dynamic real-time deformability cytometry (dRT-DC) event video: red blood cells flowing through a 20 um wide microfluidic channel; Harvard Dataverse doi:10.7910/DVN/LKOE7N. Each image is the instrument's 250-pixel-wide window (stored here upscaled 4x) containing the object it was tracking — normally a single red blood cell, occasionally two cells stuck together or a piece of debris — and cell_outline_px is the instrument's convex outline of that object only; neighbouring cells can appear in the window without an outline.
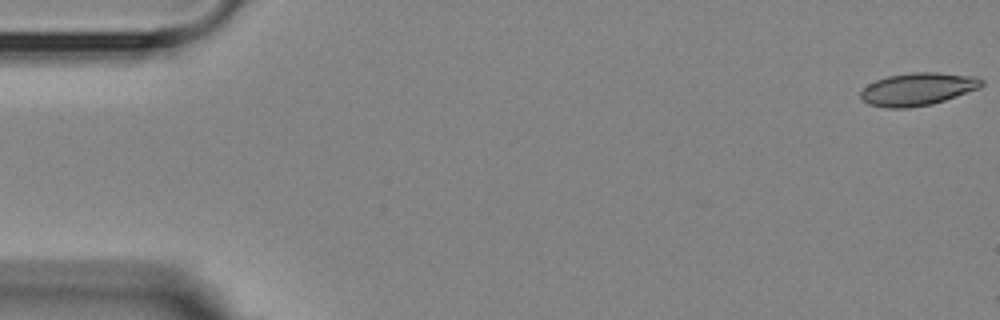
{"species": "Egyptian fruit bat (a non-hibernating species)", "species_latin": "Rousettus aegyptiacus", "temperature_condition": "room temperature", "stored_images_in_passage": 4, "camera_frame_rate_fps": 3000, "um_per_image_px": 0.085, "animal": {"sex": "female"}, "frame": {"image": 1, "passage_image": 1, "time_ms": 0.0, "image_size_px": [1000, 320], "cell_outline_px": [[984, 84], [980, 88], [932, 104], [908, 108], [884, 108], [868, 104], [860, 96], [860, 92], [868, 84], [876, 80], [888, 76], [912, 72], [936, 72], [976, 76], [984, 80]], "centroid_in_image_um": [78.02, 7.57], "position_along_channel_um": 7.0, "area_um2": 23.12}}